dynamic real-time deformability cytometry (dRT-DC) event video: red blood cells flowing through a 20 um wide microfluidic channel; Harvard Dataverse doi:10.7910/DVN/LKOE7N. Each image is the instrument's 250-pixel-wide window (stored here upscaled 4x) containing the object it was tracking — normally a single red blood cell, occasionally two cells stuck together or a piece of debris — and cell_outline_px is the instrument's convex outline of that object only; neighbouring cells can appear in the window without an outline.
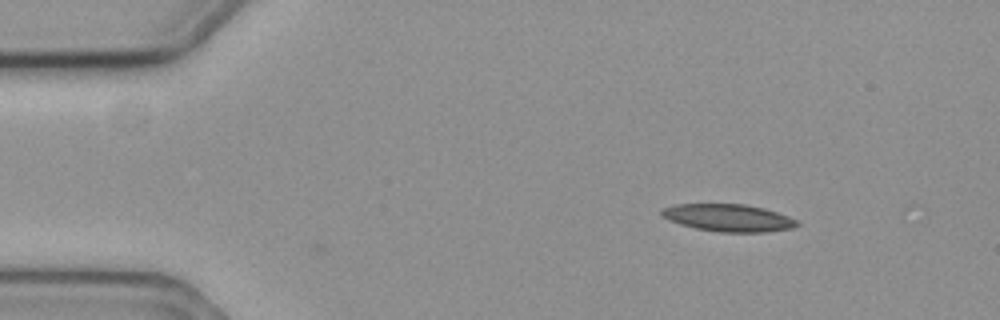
{"species": "common noctule bat (a hibernating species)", "species_latin": "Nyctalus noctula", "temperature_condition": "cold", "stored_images_in_passage": 3, "camera_frame_rate_fps": 3000, "um_per_image_px": 0.085, "animal": {"sex": "female", "body_mass_g": 19.3, "forearm_length_mm": 54.1}, "frame": {"image": 1, "passage_image": 1, "time_ms": 0.0, "image_size_px": [1000, 320], "cell_outline_px": [[800, 224], [792, 228], [768, 232], [720, 232], [696, 228], [680, 224], [668, 220], [660, 216], [660, 208], [676, 204], [744, 204], [764, 208], [800, 220]], "centroid_in_image_um": [61.9, 18.51], "position_along_channel_um": 23.1, "area_um2": 21.79}}